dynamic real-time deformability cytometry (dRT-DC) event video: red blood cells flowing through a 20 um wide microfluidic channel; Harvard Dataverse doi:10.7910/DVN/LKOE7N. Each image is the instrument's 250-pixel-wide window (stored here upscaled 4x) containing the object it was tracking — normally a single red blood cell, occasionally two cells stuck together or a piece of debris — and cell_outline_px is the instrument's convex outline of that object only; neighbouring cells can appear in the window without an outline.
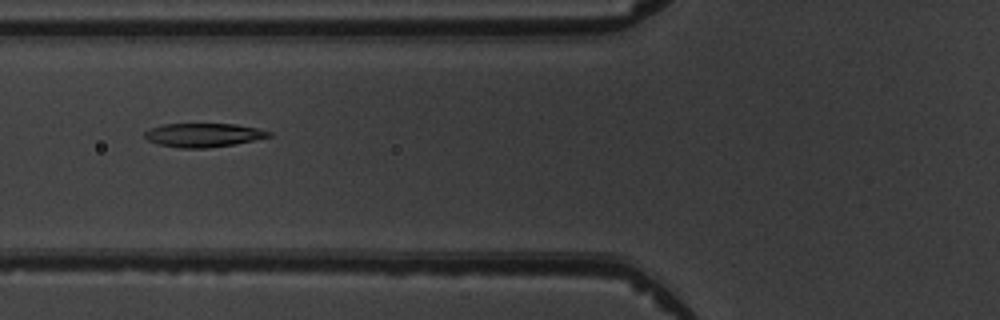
{"species": "common noctule bat (a hibernating species)", "species_latin": "Nyctalus noctula", "temperature_condition": "warm", "stored_images_in_passage": 5, "camera_frame_rate_fps": 3000, "um_per_image_px": 0.085, "animal": {"sex": "male", "body_mass_g": 19.5, "forearm_length_mm": 54.6}, "frame": {"image": 1, "passage_image": 2, "time_ms": 1.333, "image_size_px": [1000, 320], "cell_outline_px": [[272, 136], [232, 144], [204, 148], [180, 148], [160, 144], [148, 140], [144, 136], [144, 132], [152, 128], [164, 124], [236, 124], [256, 128], [272, 132]], "centroid_in_image_um": [17.28, 11.47], "position_along_channel_um": 108.5, "area_um2": 16.88}}
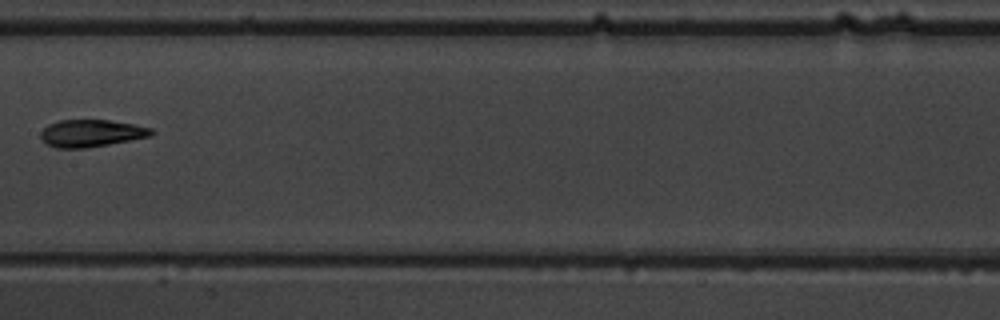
{"frame": {"image": 2, "passage_image": 4, "time_ms": 3.667, "image_size_px": [1000, 320], "cell_outline_px": [[156, 132], [152, 136], [108, 144], [84, 148], [56, 148], [48, 144], [40, 136], [40, 132], [48, 124], [60, 120], [108, 120], [132, 124], [152, 128]], "centroid_in_image_um": [7.77, 11.32], "position_along_channel_um": 199.6, "area_um2": 17.46}}
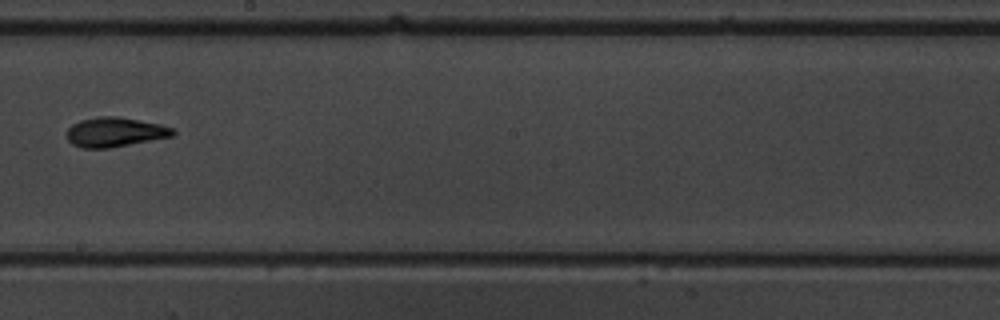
{"frame": {"image": 3, "passage_image": 5, "time_ms": 4.667, "image_size_px": [1000, 320], "cell_outline_px": [[176, 132], [172, 136], [108, 148], [84, 148], [72, 144], [68, 140], [68, 128], [72, 124], [80, 120], [100, 116], [116, 116], [140, 120], [160, 124], [172, 128]], "centroid_in_image_um": [9.76, 11.22], "position_along_channel_um": 238.4, "area_um2": 18.03}}